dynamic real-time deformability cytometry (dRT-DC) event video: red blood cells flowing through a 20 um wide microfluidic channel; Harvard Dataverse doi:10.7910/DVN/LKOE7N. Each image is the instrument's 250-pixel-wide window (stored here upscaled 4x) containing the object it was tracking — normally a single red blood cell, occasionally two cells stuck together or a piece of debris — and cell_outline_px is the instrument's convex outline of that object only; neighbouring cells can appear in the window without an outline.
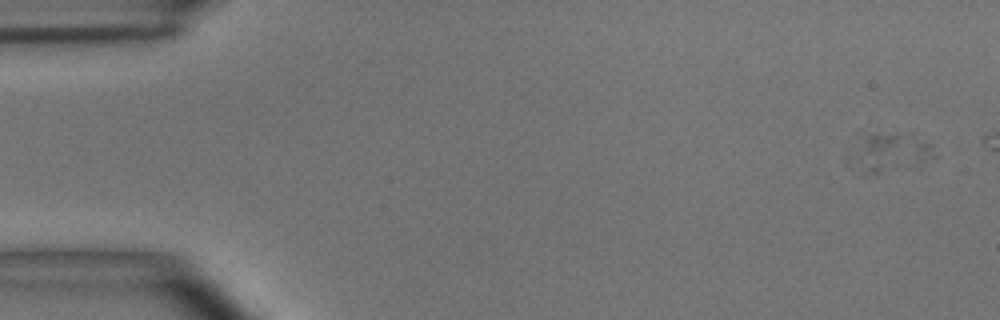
{"species": "common noctule bat (a hibernating species)", "species_latin": "Nyctalus noctula", "temperature_condition": "room temperature", "stored_images_in_passage": 4, "camera_frame_rate_fps": 3000, "um_per_image_px": 0.085, "animal": {"sex": "male", "body_mass_g": 15.6}, "frame": {"image": 1, "passage_image": 3, "time_ms": 0.667, "image_size_px": [1000, 320], "cell_outline_px": [[936, 156], [920, 168], [864, 176], [860, 156], [864, 136], [876, 132], [912, 132], [932, 144]], "centroid_in_image_um": [76.02, 12.96], "position_along_channel_um": 9.0, "area_um2": 18.67}}